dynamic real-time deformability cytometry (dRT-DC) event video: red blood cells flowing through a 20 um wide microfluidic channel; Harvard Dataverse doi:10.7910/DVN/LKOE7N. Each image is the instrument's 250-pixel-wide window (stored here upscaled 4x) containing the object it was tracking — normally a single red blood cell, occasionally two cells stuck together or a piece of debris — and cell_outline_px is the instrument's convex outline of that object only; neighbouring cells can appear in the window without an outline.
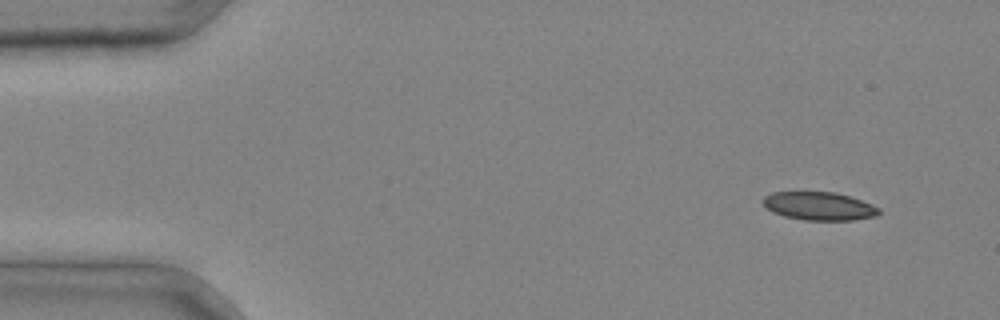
{"species": "common noctule bat (a hibernating species)", "species_latin": "Nyctalus noctula", "temperature_condition": "cold", "stored_images_in_passage": 3, "camera_frame_rate_fps": 3000, "um_per_image_px": 0.085, "animal": {"sex": "male", "body_mass_g": 20.4}, "frame": {"image": 1, "passage_image": 1, "time_ms": 0.0, "image_size_px": [1000, 320], "cell_outline_px": [[880, 212], [876, 216], [852, 220], [804, 220], [784, 216], [772, 212], [760, 200], [764, 196], [772, 192], [836, 192], [852, 196], [872, 204], [880, 208]], "centroid_in_image_um": [69.63, 17.51], "position_along_channel_um": 15.4, "area_um2": 19.25}}
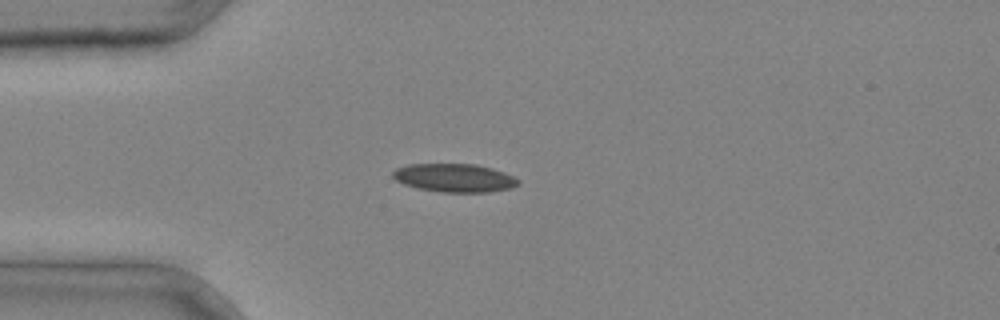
{"frame": {"image": 2, "passage_image": 3, "time_ms": 0.667, "image_size_px": [1000, 320], "cell_outline_px": [[520, 184], [512, 188], [488, 192], [440, 192], [416, 188], [404, 184], [396, 180], [392, 176], [392, 172], [396, 168], [408, 164], [476, 164], [492, 168], [504, 172], [520, 180]], "centroid_in_image_um": [38.63, 15.12], "position_along_channel_um": 46.4, "area_um2": 20.87}}